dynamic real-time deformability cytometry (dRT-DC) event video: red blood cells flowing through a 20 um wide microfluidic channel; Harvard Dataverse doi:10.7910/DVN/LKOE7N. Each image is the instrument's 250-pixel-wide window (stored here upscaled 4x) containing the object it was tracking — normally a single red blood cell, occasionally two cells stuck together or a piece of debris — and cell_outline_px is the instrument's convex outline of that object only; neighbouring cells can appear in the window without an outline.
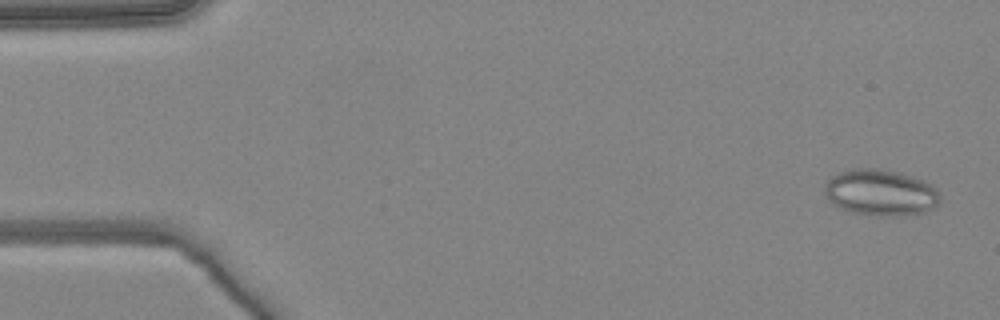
{"species": "common noctule bat (a hibernating species)", "species_latin": "Nyctalus noctula", "temperature_condition": "warm", "stored_images_in_passage": 4, "camera_frame_rate_fps": 3000, "um_per_image_px": 0.085, "animal": {"sex": "female", "body_mass_g": 24.6, "forearm_length_mm": 56.2}, "frame": {"image": 1, "passage_image": 1, "time_ms": 0.0, "image_size_px": [1000, 320], "cell_outline_px": [[940, 200], [932, 208], [924, 212], [896, 216], [876, 216], [852, 212], [840, 208], [832, 204], [824, 196], [824, 184], [832, 176], [840, 172], [852, 168], [880, 168], [900, 172], [924, 180], [932, 184], [940, 192]], "centroid_in_image_um": [74.83, 16.36], "position_along_channel_um": 10.2, "area_um2": 31.56}}